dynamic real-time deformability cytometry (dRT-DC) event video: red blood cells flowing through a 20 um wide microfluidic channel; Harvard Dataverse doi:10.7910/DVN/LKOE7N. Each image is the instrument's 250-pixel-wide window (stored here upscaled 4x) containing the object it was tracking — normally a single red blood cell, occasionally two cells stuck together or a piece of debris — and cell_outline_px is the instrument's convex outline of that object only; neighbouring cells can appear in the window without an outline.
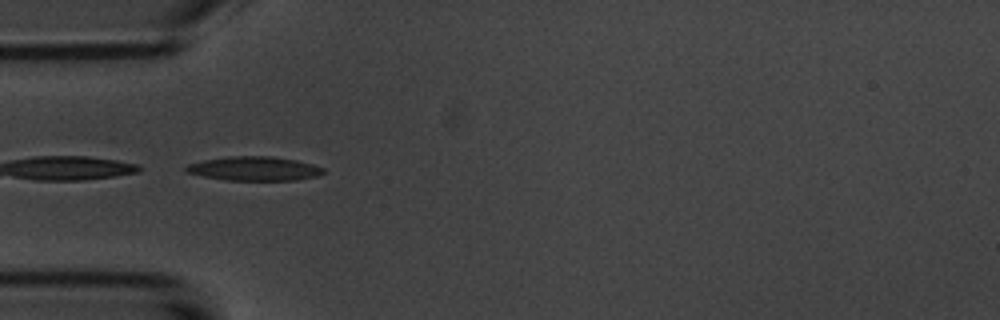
{"species": "common noctule bat (a hibernating species)", "species_latin": "Nyctalus noctula", "temperature_condition": "room temperature", "stored_images_in_passage": 2, "camera_frame_rate_fps": 3000, "um_per_image_px": 0.085, "animal": {"sex": "male", "body_mass_g": 20.1, "forearm_length_mm": 53.5}, "frame": {"image": 1, "passage_image": 1, "time_ms": 0.0, "image_size_px": [1000, 320], "cell_outline_px": [[324, 172], [320, 176], [296, 180], [228, 180], [204, 176], [188, 172], [184, 168], [188, 164], [204, 160], [228, 156], [272, 156], [296, 160], [312, 164], [324, 168]], "centroid_in_image_um": [21.66, 14.33], "position_along_channel_um": 63.3, "area_um2": 19.19}}